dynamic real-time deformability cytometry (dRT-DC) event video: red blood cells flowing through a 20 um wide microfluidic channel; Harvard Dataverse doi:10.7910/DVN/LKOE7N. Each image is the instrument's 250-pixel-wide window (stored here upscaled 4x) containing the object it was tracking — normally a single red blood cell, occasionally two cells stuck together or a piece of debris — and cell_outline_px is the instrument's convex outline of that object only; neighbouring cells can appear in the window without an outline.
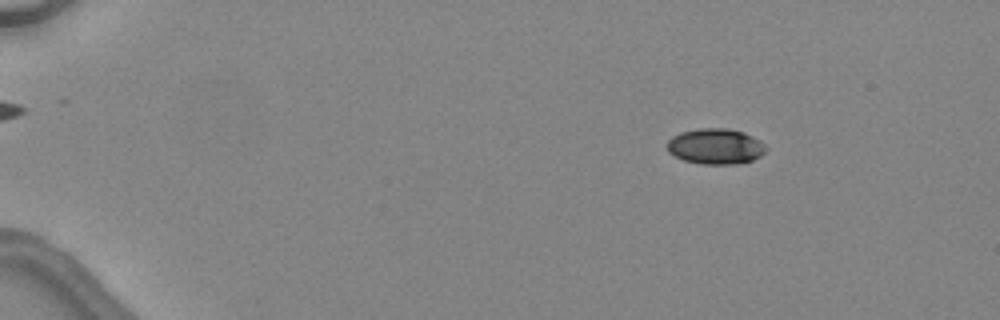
{"species": "common noctule bat (a hibernating species)", "species_latin": "Nyctalus noctula", "temperature_condition": "warm", "stored_images_in_passage": 48, "camera_frame_rate_fps": 3000, "um_per_image_px": 0.085, "animal": {"sex": "female", "body_mass_g": 24.6, "forearm_length_mm": 56.2}, "frame": {"image": 1, "passage_image": 8, "time_ms": 2.333, "image_size_px": [1000, 320], "cell_outline_px": [[768, 148], [760, 156], [752, 160], [736, 164], [700, 164], [684, 160], [668, 152], [668, 140], [672, 136], [680, 132], [700, 128], [728, 128], [744, 132], [760, 140]], "centroid_in_image_um": [60.83, 12.43], "position_along_channel_um": 24.2, "area_um2": 20.58}}
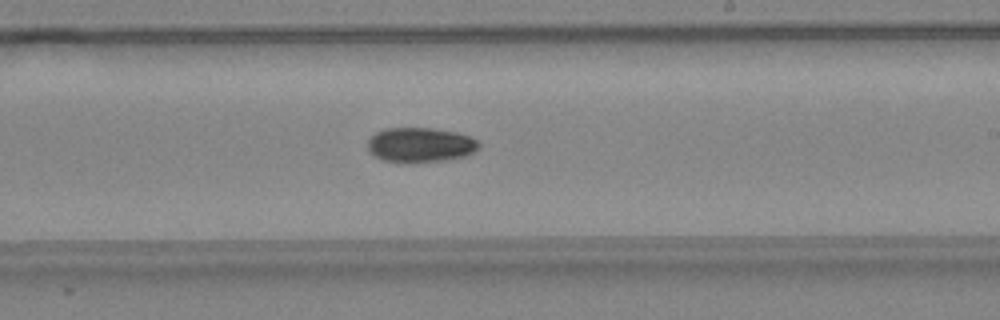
{"frame": {"image": 2, "passage_image": 31, "time_ms": 10.0, "image_size_px": [1000, 320], "cell_outline_px": [[480, 148], [468, 156], [448, 160], [412, 164], [404, 164], [384, 160], [368, 152], [368, 140], [376, 132], [384, 128], [432, 128], [456, 132], [468, 136], [476, 140], [480, 144]], "centroid_in_image_um": [35.73, 12.35], "position_along_channel_um": 253.3, "area_um2": 23.06}}
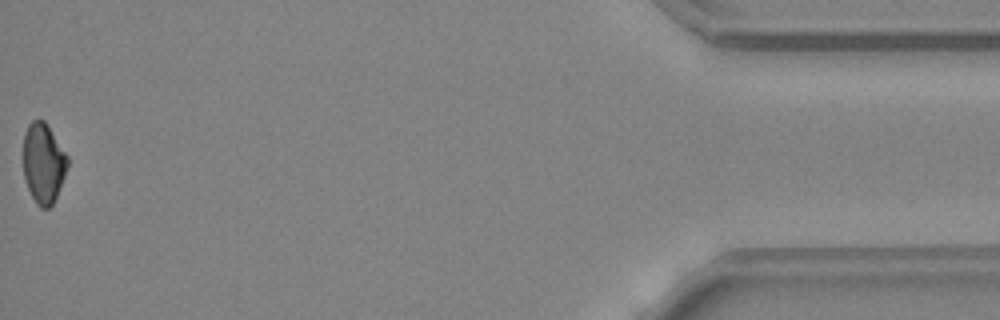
{"frame": {"image": 3, "passage_image": 48, "time_ms": 15.667, "image_size_px": [1000, 320], "cell_outline_px": [[68, 164], [64, 176], [56, 196], [52, 204], [48, 208], [40, 208], [36, 204], [24, 180], [24, 136], [28, 124], [32, 120], [44, 120], [68, 156]], "centroid_in_image_um": [3.68, 13.87], "position_along_channel_um": 431.5, "area_um2": 20.4}, "authors_computed_cell_mechanics": {"area_um2": 21.4438, "velocity_mm_per_s": 4.5728, "shape_relaxation_time_tau1_ms": 5.779, "shape_relaxation_time_tau2_ms": null, "deformation_change_tau1": 0.1394, "deformation_change_tau2": null}}